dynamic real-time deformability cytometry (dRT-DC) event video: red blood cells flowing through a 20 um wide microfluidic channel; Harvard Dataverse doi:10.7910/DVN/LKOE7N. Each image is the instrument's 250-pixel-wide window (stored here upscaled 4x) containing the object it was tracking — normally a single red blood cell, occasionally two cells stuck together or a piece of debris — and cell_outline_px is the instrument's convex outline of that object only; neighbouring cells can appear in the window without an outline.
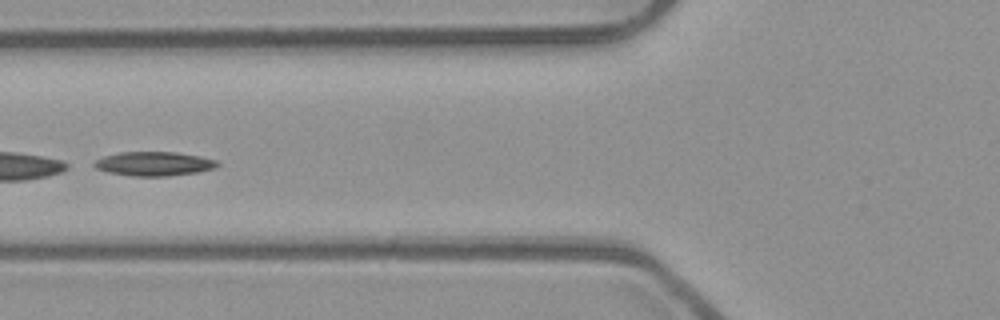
{"species": "common noctule bat (a hibernating species)", "species_latin": "Nyctalus noctula", "temperature_condition": "room temperature", "stored_images_in_passage": 45, "camera_frame_rate_fps": 3000, "um_per_image_px": 0.085, "animal": {"sex": "male", "body_mass_g": 23.1, "forearm_length_mm": 52.7}, "frame": {"image": 1, "passage_image": 14, "time_ms": 4.333, "image_size_px": [1000, 320], "cell_outline_px": [[220, 164], [216, 168], [196, 172], [168, 176], [132, 176], [108, 172], [96, 168], [92, 164], [96, 160], [104, 156], [120, 152], [176, 152], [200, 156], [216, 160]], "centroid_in_image_um": [13.1, 13.92], "position_along_channel_um": 112.7, "area_um2": 17.28}}
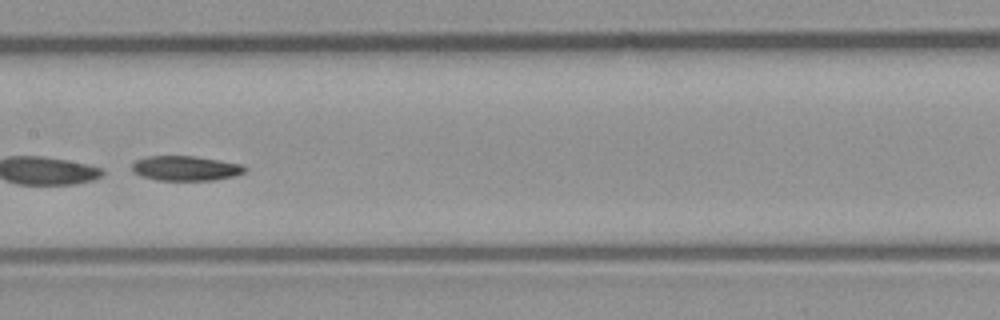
{"frame": {"image": 2, "passage_image": 20, "time_ms": 6.333, "image_size_px": [1000, 320], "cell_outline_px": [[248, 168], [244, 172], [236, 176], [216, 180], [156, 180], [140, 176], [132, 172], [132, 164], [136, 160], [148, 156], [192, 156], [244, 164]], "centroid_in_image_um": [15.8, 14.31], "position_along_channel_um": 191.6, "area_um2": 16.47}, "authors_computed_cell_mechanics": {"area_um2": 18.1492, "velocity_mm_per_s": 3.919, "shape_relaxation_time_tau1_ms": 3.6846, "shape_relaxation_time_tau2_ms": null, "deformation_change_tau1": 0.1532, "deformation_change_tau2": null}}